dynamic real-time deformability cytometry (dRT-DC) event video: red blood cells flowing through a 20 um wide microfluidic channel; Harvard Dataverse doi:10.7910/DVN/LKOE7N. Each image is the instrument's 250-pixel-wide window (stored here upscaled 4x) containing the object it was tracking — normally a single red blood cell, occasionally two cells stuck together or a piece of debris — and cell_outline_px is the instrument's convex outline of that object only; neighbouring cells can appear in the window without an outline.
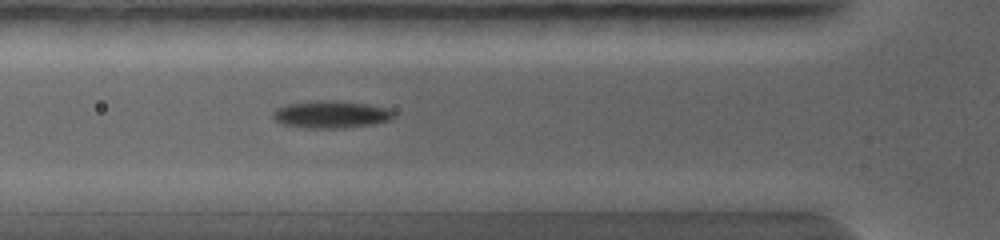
{"species": "common noctule bat (a hibernating species)", "species_latin": "Nyctalus noctula", "temperature_condition": "warm", "stored_images_in_passage": 5, "camera_frame_rate_fps": 5000, "um_per_image_px": 0.085, "animal": {"sex": "female", "body_mass_g": 19.0, "forearm_length_mm": 56.7}, "frame": {"image": 1, "passage_image": 4, "time_ms": 2.2, "image_size_px": [1000, 240], "cell_outline_px": [[396, 112], [388, 120], [372, 124], [344, 128], [304, 128], [284, 124], [276, 120], [272, 116], [272, 112], [276, 108], [288, 104], [316, 100], [332, 100], [368, 104], [384, 108]], "centroid_in_image_um": [28.09, 9.72], "position_along_channel_um": 97.7, "area_um2": 19.07}}
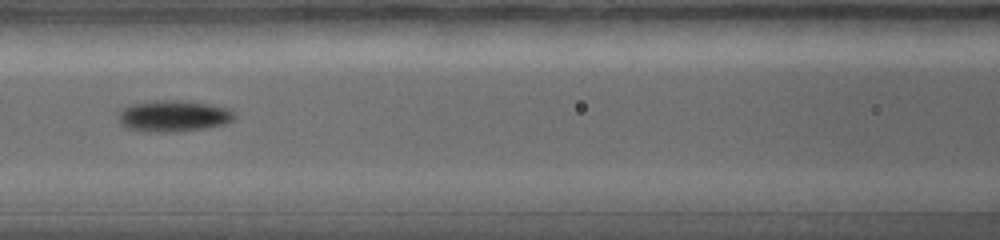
{"frame": {"image": 2, "passage_image": 5, "time_ms": 3.0, "image_size_px": [1000, 240], "cell_outline_px": [[236, 116], [232, 120], [224, 124], [208, 128], [180, 132], [160, 132], [128, 128], [120, 124], [120, 112], [128, 104], [152, 100], [180, 100], [208, 104], [232, 108], [236, 112]], "centroid_in_image_um": [14.81, 9.85], "position_along_channel_um": 151.8, "area_um2": 21.39}}